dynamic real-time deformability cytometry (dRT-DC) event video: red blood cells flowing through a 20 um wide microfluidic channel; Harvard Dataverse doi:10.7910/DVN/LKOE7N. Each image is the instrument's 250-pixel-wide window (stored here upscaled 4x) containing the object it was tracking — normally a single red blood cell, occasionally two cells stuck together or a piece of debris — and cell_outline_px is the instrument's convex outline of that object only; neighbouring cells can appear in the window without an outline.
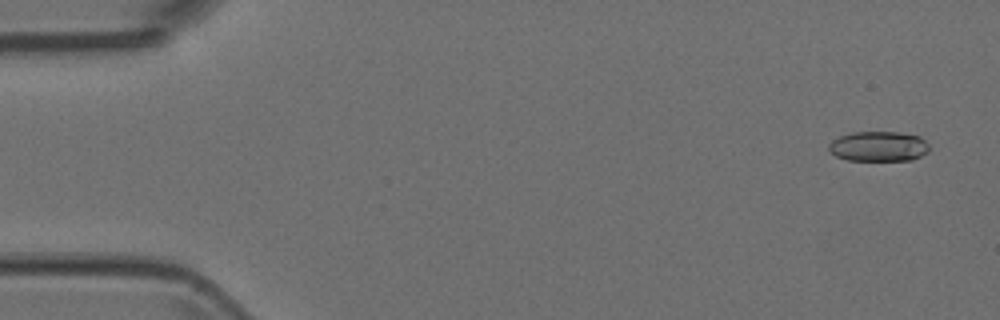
{"species": "Egyptian fruit bat (a non-hibernating species)", "species_latin": "Rousettus aegyptiacus", "temperature_condition": "room temperature", "stored_images_in_passage": 9, "camera_frame_rate_fps": 3000, "um_per_image_px": 0.085, "animal": {"sex": "female"}, "frame": {"image": 1, "passage_image": 3, "time_ms": 0.667, "image_size_px": [1000, 320], "cell_outline_px": [[928, 152], [912, 160], [848, 160], [836, 156], [828, 148], [828, 144], [832, 140], [840, 136], [852, 132], [900, 132], [920, 136], [928, 144]], "centroid_in_image_um": [74.68, 12.43], "position_along_channel_um": 10.3, "area_um2": 17.57}}